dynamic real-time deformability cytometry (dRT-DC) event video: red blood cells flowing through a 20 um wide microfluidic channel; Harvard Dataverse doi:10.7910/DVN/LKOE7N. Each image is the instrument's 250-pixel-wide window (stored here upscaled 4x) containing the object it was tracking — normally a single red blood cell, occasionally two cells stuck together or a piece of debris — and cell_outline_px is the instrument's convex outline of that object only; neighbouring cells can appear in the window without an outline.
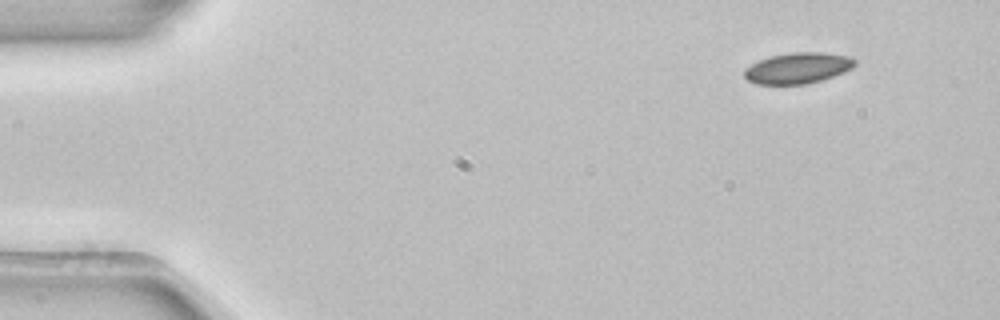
{"species": "common noctule bat (a hibernating species)", "species_latin": "Nyctalus noctula", "temperature_condition": "room temperature", "stored_images_in_passage": 3, "camera_frame_rate_fps": 3000, "um_per_image_px": 0.085, "animal": {"sex": "female", "body_mass_g": 22.7, "forearm_length_mm": 54.2}, "frame": {"image": 1, "passage_image": 1, "time_ms": 0.0, "image_size_px": [1000, 320], "cell_outline_px": [[856, 64], [852, 68], [832, 76], [820, 80], [804, 84], [756, 84], [748, 80], [744, 76], [744, 68], [760, 60], [772, 56], [792, 52], [820, 52], [848, 56], [856, 60]], "centroid_in_image_um": [67.8, 5.78], "position_along_channel_um": 17.2, "area_um2": 19.65}}